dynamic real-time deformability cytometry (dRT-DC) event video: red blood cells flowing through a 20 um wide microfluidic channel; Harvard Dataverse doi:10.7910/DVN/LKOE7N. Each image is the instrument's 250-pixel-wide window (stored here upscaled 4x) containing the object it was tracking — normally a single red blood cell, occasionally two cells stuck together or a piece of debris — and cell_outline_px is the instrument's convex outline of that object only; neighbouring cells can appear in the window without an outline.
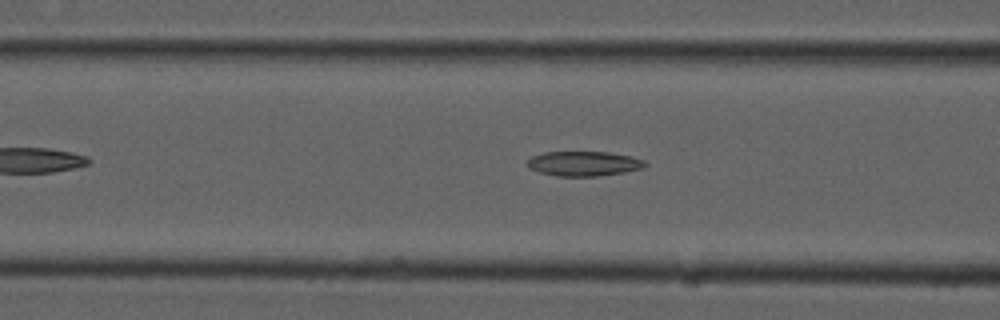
{"species": "common noctule bat (a hibernating species)", "species_latin": "Nyctalus noctula", "temperature_condition": "cold", "stored_images_in_passage": 8, "camera_frame_rate_fps": 3000, "um_per_image_px": 0.085, "animal": {"sex": "male", "forearm_length_mm": 52.5}, "frame": {"image": 1, "passage_image": 6, "time_ms": 1.667, "image_size_px": [1000, 320], "cell_outline_px": [[648, 164], [644, 168], [624, 172], [600, 176], [556, 176], [540, 172], [528, 168], [524, 164], [532, 156], [544, 152], [608, 152], [632, 156], [644, 160]], "centroid_in_image_um": [49.62, 13.91], "position_along_channel_um": 117.0, "area_um2": 17.17}}